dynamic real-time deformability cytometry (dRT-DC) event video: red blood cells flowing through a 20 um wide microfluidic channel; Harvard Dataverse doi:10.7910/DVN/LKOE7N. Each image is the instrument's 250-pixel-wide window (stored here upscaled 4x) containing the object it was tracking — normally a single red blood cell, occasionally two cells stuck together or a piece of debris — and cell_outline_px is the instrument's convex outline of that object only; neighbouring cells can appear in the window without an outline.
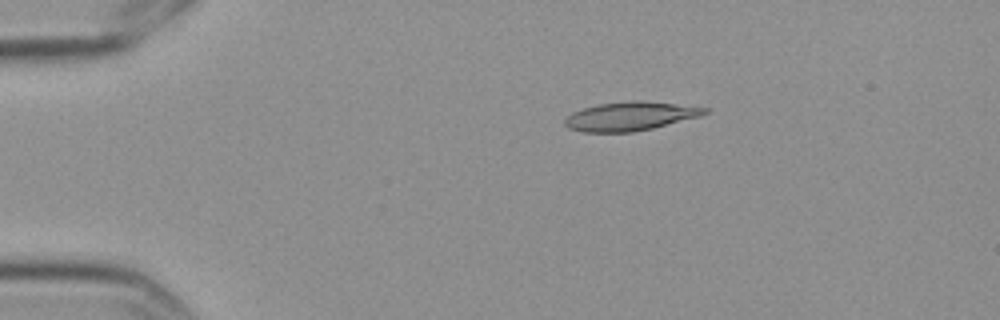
{"species": "Egyptian fruit bat (a non-hibernating species)", "species_latin": "Rousettus aegyptiacus", "temperature_condition": "cold", "stored_images_in_passage": 6, "camera_frame_rate_fps": 3000, "um_per_image_px": 0.085, "frame": {"image": 1, "passage_image": 3, "time_ms": 0.667, "image_size_px": [1000, 320], "cell_outline_px": [[708, 112], [700, 116], [652, 128], [632, 132], [584, 132], [568, 128], [564, 124], [564, 120], [572, 112], [596, 104], [632, 100], [640, 100], [676, 104], [708, 108]], "centroid_in_image_um": [53.53, 9.87], "position_along_channel_um": 31.5, "area_um2": 23.35}}
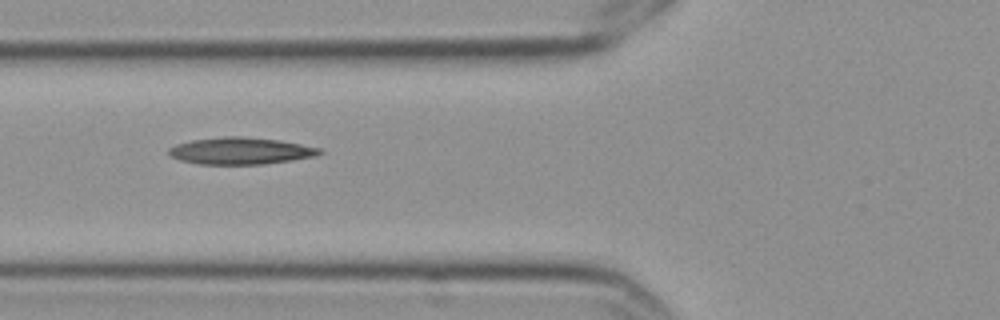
{"frame": {"image": 2, "passage_image": 6, "time_ms": 1.667, "image_size_px": [1000, 320], "cell_outline_px": [[324, 152], [316, 156], [292, 160], [264, 164], [200, 164], [180, 160], [172, 156], [168, 152], [168, 148], [176, 144], [192, 140], [224, 136], [240, 136], [280, 140], [320, 148]], "centroid_in_image_um": [20.46, 12.82], "position_along_channel_um": 105.3, "area_um2": 23.58}}